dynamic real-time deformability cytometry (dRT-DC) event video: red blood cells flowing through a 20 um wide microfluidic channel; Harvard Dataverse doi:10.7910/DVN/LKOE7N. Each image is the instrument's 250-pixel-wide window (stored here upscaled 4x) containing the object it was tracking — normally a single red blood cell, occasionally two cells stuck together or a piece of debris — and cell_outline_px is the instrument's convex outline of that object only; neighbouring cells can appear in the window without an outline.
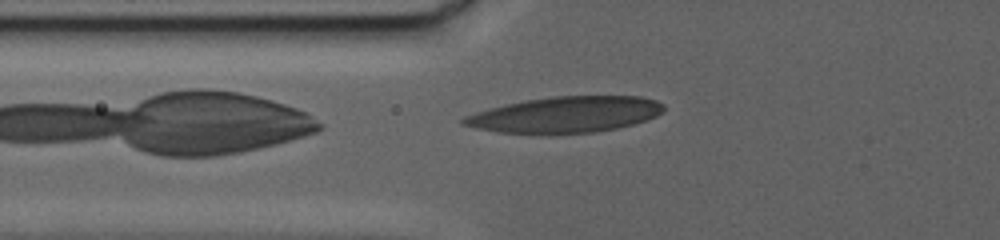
{"species": "human", "species_latin": "Homo sapiens", "temperature_condition": "warm", "stored_images_in_passage": 31, "camera_frame_rate_fps": 3000, "um_per_image_px": 0.085, "donor": {"sex": "female"}, "frame": {"image": 1, "passage_image": 31, "time_ms": 19.667, "image_size_px": [1000, 240], "cell_outline_px": [[664, 112], [656, 116], [632, 124], [616, 128], [596, 132], [548, 136], [540, 136], [500, 132], [476, 128], [460, 124], [460, 120], [464, 116], [488, 108], [524, 100], [552, 96], [640, 96], [656, 100], [664, 104]], "centroid_in_image_um": [48.01, 9.77], "position_along_channel_um": 77.8, "area_um2": 42.95}}